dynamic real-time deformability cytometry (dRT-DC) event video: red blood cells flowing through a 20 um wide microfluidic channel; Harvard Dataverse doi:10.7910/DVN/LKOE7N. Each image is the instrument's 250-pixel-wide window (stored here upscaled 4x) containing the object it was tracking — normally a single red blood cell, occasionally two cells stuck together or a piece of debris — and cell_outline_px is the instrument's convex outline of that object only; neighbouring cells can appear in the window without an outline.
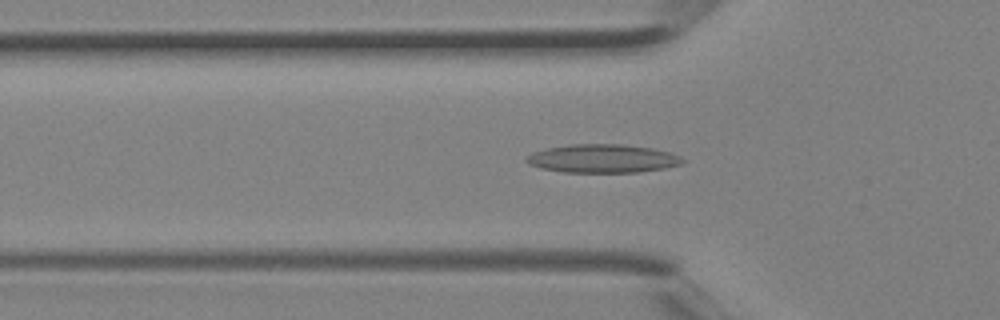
{"species": "Egyptian fruit bat (a non-hibernating species)", "species_latin": "Rousettus aegyptiacus", "temperature_condition": "room temperature", "stored_images_in_passage": 38, "camera_frame_rate_fps": 3000, "um_per_image_px": 0.085, "animal": {"sex": "female"}, "frame": {"image": 1, "passage_image": 12, "time_ms": 3.667, "image_size_px": [1000, 320], "cell_outline_px": [[688, 160], [684, 164], [664, 168], [636, 172], [564, 172], [540, 168], [524, 160], [532, 152], [548, 148], [568, 144], [624, 144], [652, 148], [672, 152]], "centroid_in_image_um": [51.3, 13.47], "position_along_channel_um": 74.5, "area_um2": 26.01}}
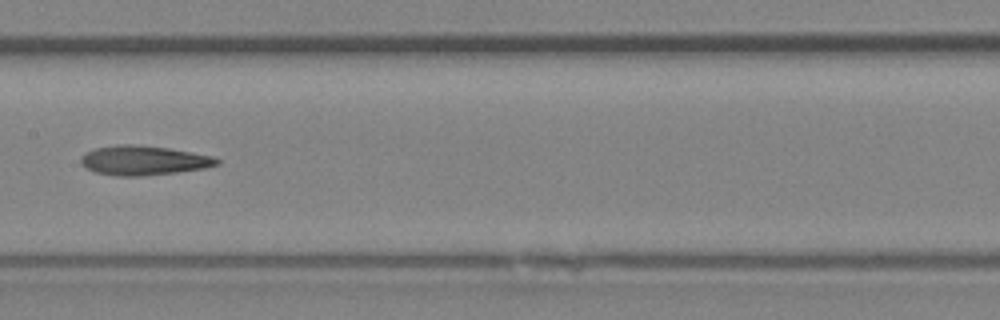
{"frame": {"image": 2, "passage_image": 19, "time_ms": 6.0, "image_size_px": [1000, 320], "cell_outline_px": [[220, 164], [204, 168], [176, 172], [140, 176], [116, 176], [96, 172], [84, 168], [80, 164], [80, 156], [96, 148], [116, 144], [132, 144], [168, 148], [192, 152], [212, 156], [220, 160]], "centroid_in_image_um": [12.17, 13.63], "position_along_channel_um": 195.2, "area_um2": 23.35}}
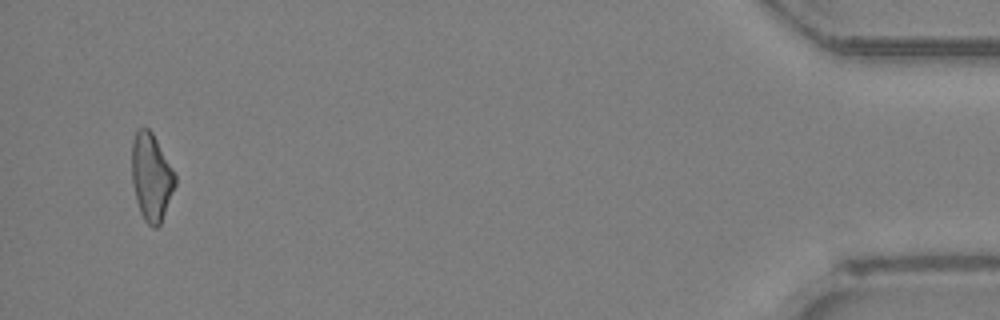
{"frame": {"image": 3, "passage_image": 37, "time_ms": 12.0, "image_size_px": [1000, 320], "cell_outline_px": [[176, 184], [160, 224], [156, 228], [152, 228], [144, 220], [140, 212], [136, 200], [132, 184], [132, 140], [136, 128], [148, 128], [152, 132], [172, 168], [176, 176]], "centroid_in_image_um": [12.84, 15.05], "position_along_channel_um": 422.4, "area_um2": 22.02}}